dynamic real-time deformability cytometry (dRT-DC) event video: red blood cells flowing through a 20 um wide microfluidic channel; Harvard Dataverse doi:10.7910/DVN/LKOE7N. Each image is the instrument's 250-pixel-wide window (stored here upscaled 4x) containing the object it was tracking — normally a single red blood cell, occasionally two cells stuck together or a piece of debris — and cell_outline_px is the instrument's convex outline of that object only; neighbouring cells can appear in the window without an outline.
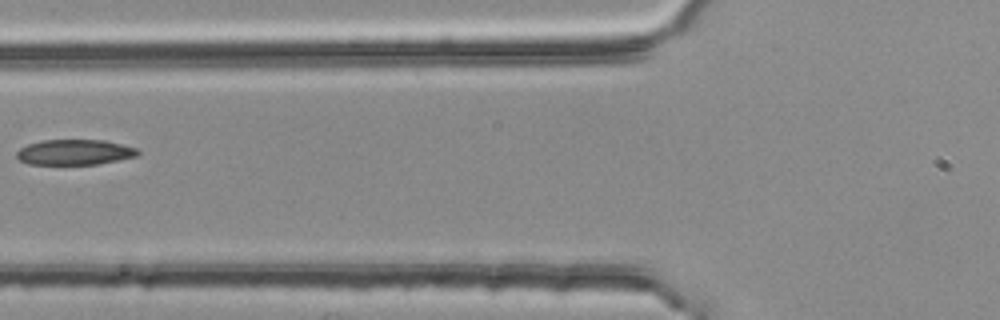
{"species": "common noctule bat (a hibernating species)", "species_latin": "Nyctalus noctula", "temperature_condition": "room temperature", "stored_images_in_passage": 4, "camera_frame_rate_fps": 3000, "um_per_image_px": 0.085, "animal": {"sex": "female", "body_mass_g": 25.1}, "frame": {"image": 1, "passage_image": 4, "time_ms": 1.0, "image_size_px": [1000, 320], "cell_outline_px": [[140, 152], [136, 156], [96, 164], [28, 164], [20, 160], [16, 156], [16, 152], [20, 148], [28, 144], [44, 140], [104, 140], [136, 148]], "centroid_in_image_um": [6.31, 12.93], "position_along_channel_um": 119.5, "area_um2": 17.69}}